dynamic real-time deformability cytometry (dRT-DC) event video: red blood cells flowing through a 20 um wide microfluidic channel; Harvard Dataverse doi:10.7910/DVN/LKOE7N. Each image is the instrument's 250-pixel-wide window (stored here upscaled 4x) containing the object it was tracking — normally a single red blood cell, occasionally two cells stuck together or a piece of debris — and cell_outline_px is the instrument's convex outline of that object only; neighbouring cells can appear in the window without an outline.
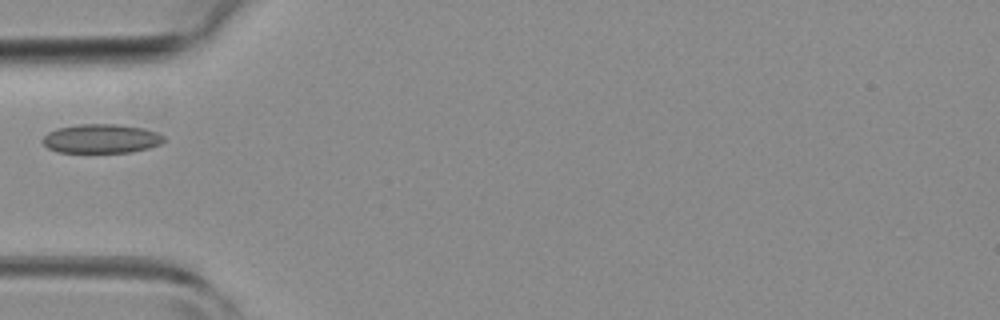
{"species": "common noctule bat (a hibernating species)", "species_latin": "Nyctalus noctula", "temperature_condition": "room temperature", "stored_images_in_passage": 1, "camera_frame_rate_fps": 3000, "um_per_image_px": 0.085, "animal": {"sex": "female", "body_mass_g": 19.3, "forearm_length_mm": 54.1}, "frame": {"image": 1, "passage_image": 1, "time_ms": 0.0, "image_size_px": [1000, 320], "cell_outline_px": [[164, 140], [160, 144], [148, 148], [132, 152], [56, 152], [48, 148], [40, 140], [48, 132], [56, 128], [80, 124], [116, 124], [144, 128], [156, 132], [164, 136]], "centroid_in_image_um": [8.58, 11.78], "position_along_channel_um": 76.4, "area_um2": 20.58}}